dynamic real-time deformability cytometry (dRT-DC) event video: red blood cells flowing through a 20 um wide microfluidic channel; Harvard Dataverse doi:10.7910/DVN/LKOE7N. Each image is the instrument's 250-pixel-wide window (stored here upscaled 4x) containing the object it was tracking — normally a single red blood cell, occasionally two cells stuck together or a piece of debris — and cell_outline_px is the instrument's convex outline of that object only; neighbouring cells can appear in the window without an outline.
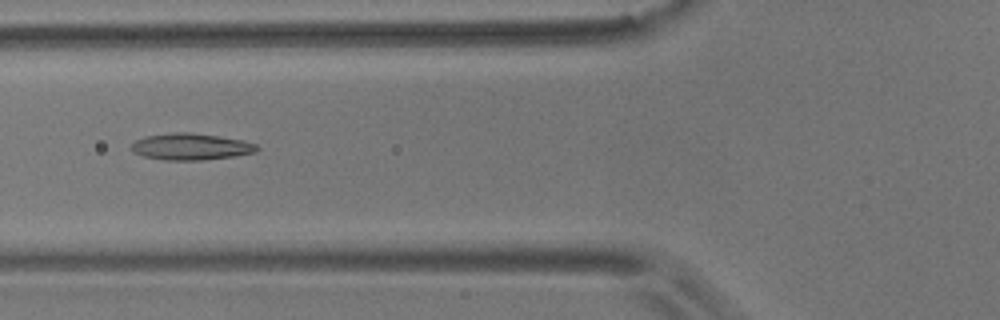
{"species": "common noctule bat (a hibernating species)", "species_latin": "Nyctalus noctula", "temperature_condition": "room temperature", "stored_images_in_passage": 3, "camera_frame_rate_fps": 3000, "um_per_image_px": 0.085, "animal": {"sex": "male", "body_mass_g": 17.9}, "frame": {"image": 1, "passage_image": 3, "time_ms": 2.333, "image_size_px": [1000, 320], "cell_outline_px": [[260, 148], [256, 152], [236, 156], [200, 160], [164, 160], [144, 156], [132, 152], [132, 144], [136, 140], [144, 136], [176, 132], [192, 132], [244, 140], [256, 144]], "centroid_in_image_um": [16.25, 12.46], "position_along_channel_um": 109.6, "area_um2": 19.54}}